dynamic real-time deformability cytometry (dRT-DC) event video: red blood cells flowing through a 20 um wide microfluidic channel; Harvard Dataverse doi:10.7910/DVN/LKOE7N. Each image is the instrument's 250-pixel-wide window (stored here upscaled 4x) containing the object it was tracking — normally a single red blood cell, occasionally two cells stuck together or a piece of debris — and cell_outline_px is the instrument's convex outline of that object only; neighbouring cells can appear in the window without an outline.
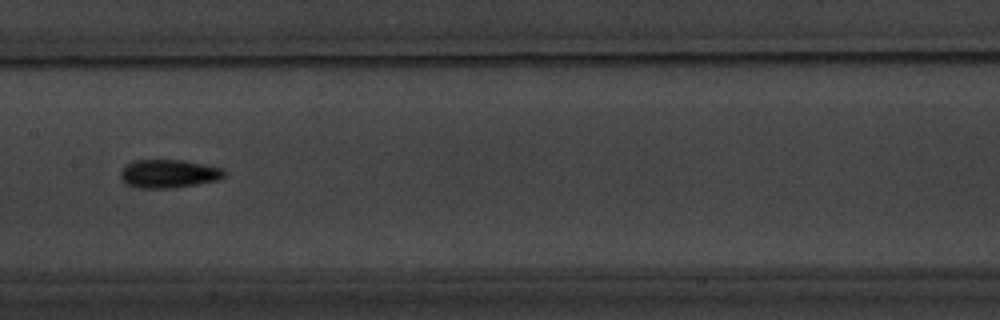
{"species": "common noctule bat (a hibernating species)", "species_latin": "Nyctalus noctula", "temperature_condition": "warm", "stored_images_in_passage": 8, "camera_frame_rate_fps": 3000, "um_per_image_px": 0.085, "animal": {"sex": "male", "body_mass_g": 20.1, "forearm_length_mm": 53.5}, "frame": {"image": 1, "passage_image": 8, "time_ms": 8.0, "image_size_px": [1000, 320], "cell_outline_px": [[224, 176], [216, 180], [196, 184], [172, 188], [140, 188], [124, 184], [120, 176], [120, 172], [128, 164], [136, 160], [184, 160], [224, 168]], "centroid_in_image_um": [14.32, 14.76], "position_along_channel_um": 193.1, "area_um2": 17.05}}